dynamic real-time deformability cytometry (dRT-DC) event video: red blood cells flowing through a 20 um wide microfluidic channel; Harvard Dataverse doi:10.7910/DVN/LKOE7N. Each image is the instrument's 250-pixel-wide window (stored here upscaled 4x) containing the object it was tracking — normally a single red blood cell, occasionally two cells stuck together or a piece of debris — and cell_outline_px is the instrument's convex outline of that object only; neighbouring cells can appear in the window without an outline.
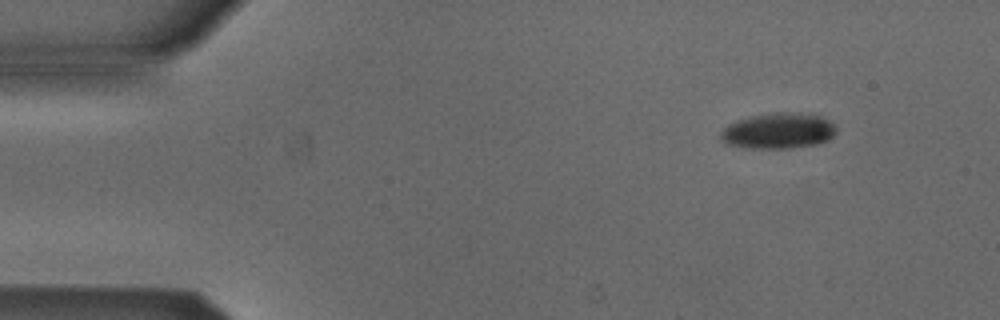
{"species": "Egyptian fruit bat (a non-hibernating species)", "species_latin": "Rousettus aegyptiacus", "temperature_condition": "cold", "stored_images_in_passage": 4, "camera_frame_rate_fps": 3000, "um_per_image_px": 0.085, "animal": {"sex": "male"}, "frame": {"image": 1, "passage_image": 1, "time_ms": 0.0, "image_size_px": [1000, 320], "cell_outline_px": [[836, 132], [828, 140], [816, 144], [792, 148], [748, 148], [724, 144], [720, 140], [720, 132], [728, 124], [736, 120], [752, 116], [776, 112], [792, 112], [820, 116], [836, 124]], "centroid_in_image_um": [66.13, 11.13], "position_along_channel_um": 18.9, "area_um2": 24.22}}
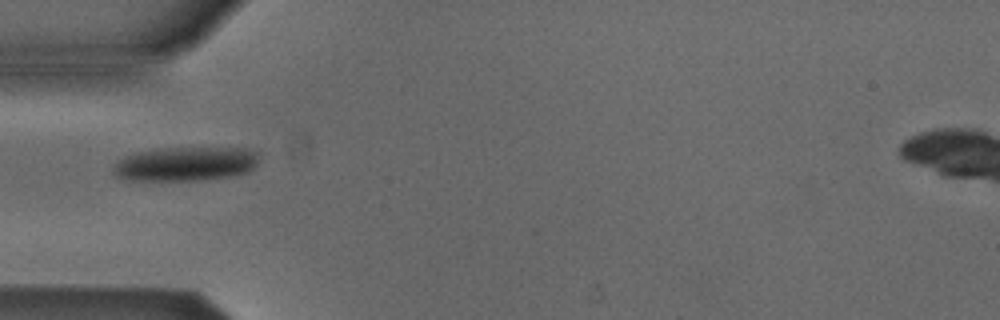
{"frame": {"image": 2, "passage_image": 4, "time_ms": 1.0, "image_size_px": [1000, 320], "cell_outline_px": [[260, 152], [256, 164], [248, 172], [228, 176], [200, 180], [132, 180], [116, 176], [112, 172], [112, 164], [116, 160], [124, 156], [136, 152], [156, 148], [248, 148]], "centroid_in_image_um": [15.73, 13.91], "position_along_channel_um": 69.3, "area_um2": 29.25}}